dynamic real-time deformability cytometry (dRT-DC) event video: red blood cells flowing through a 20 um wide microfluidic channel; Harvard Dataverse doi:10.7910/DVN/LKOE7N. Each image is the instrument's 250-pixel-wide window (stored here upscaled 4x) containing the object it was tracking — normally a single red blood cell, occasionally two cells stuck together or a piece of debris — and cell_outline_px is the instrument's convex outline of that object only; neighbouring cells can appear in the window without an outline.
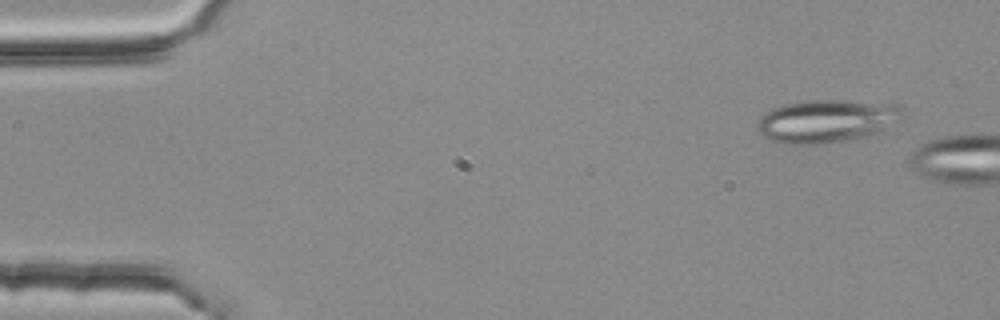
{"species": "common noctule bat (a hibernating species)", "species_latin": "Nyctalus noctula", "temperature_condition": "room temperature", "stored_images_in_passage": 2, "camera_frame_rate_fps": 3000, "um_per_image_px": 0.085, "animal": {"sex": "female", "body_mass_g": 25.1}, "frame": {"image": 1, "passage_image": 1, "time_ms": 0.0, "image_size_px": [1000, 320], "cell_outline_px": [[904, 112], [900, 120], [880, 132], [856, 140], [816, 144], [784, 144], [772, 140], [764, 136], [760, 132], [756, 124], [760, 116], [772, 108], [780, 104], [812, 100], [836, 100], [904, 104]], "centroid_in_image_um": [70.32, 10.28], "position_along_channel_um": 14.7, "area_um2": 36.99}}